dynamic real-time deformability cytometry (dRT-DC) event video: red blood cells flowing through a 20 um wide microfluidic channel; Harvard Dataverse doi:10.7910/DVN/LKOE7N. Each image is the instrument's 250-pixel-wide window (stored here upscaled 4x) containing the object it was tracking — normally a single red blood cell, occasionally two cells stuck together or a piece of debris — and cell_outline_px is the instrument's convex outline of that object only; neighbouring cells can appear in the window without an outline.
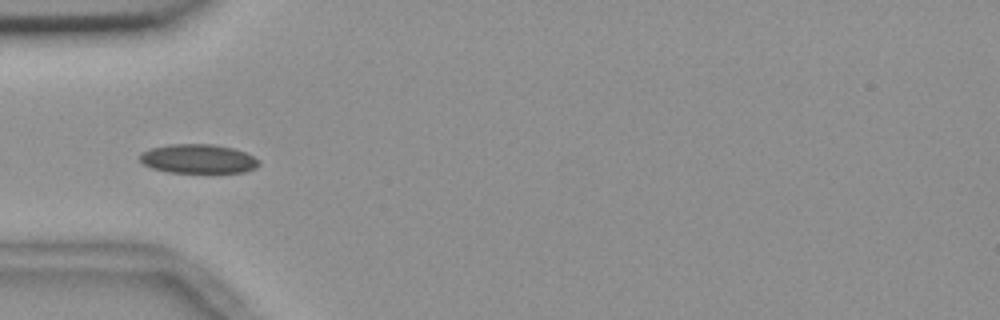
{"species": "common noctule bat (a hibernating species)", "species_latin": "Nyctalus noctula", "temperature_condition": "room temperature", "stored_images_in_passage": 5, "camera_frame_rate_fps": 3000, "um_per_image_px": 0.085, "animal": {"sex": "female", "body_mass_g": 18.4}, "frame": {"image": 1, "passage_image": 4, "time_ms": 1.0, "image_size_px": [1000, 320], "cell_outline_px": [[260, 164], [256, 168], [244, 172], [168, 172], [152, 168], [144, 164], [140, 160], [140, 152], [152, 148], [168, 144], [212, 144], [232, 148], [244, 152], [260, 160]], "centroid_in_image_um": [16.84, 13.49], "position_along_channel_um": 68.2, "area_um2": 20.11}}